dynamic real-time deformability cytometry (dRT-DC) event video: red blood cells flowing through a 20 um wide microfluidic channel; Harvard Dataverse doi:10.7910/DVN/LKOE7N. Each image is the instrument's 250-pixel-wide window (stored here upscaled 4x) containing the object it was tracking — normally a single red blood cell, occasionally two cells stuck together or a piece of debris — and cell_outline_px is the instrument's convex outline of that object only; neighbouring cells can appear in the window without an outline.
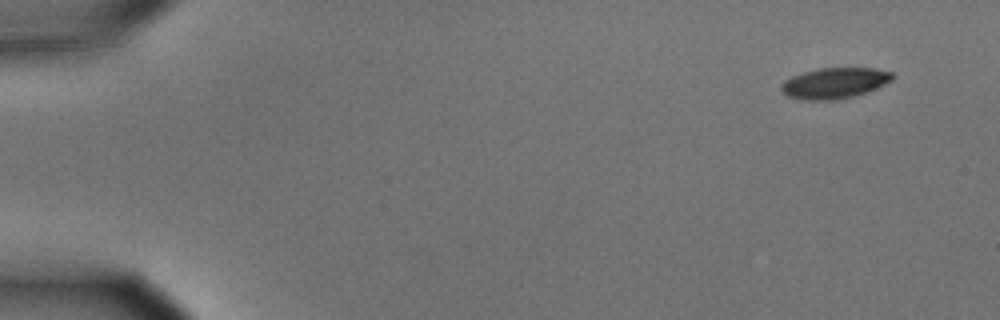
{"species": "common noctule bat (a hibernating species)", "species_latin": "Nyctalus noctula", "temperature_condition": "cold", "stored_images_in_passage": 14, "camera_frame_rate_fps": 3000, "um_per_image_px": 0.085, "animal": {"sex": "male", "body_mass_g": 15.6}, "frame": {"image": 1, "passage_image": 1, "time_ms": 0.0, "image_size_px": [1000, 320], "cell_outline_px": [[896, 76], [892, 80], [868, 92], [836, 100], [800, 100], [788, 96], [780, 88], [780, 84], [784, 80], [792, 76], [804, 72], [820, 68], [876, 68], [892, 72]], "centroid_in_image_um": [70.94, 7.06], "position_along_channel_um": 14.1, "area_um2": 20.06}}
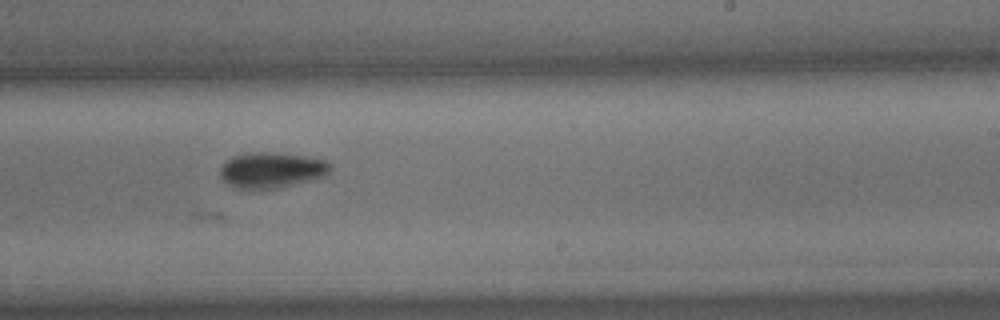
{"frame": {"image": 2, "passage_image": 9, "time_ms": 2.667, "image_size_px": [1000, 320], "cell_outline_px": [[328, 172], [324, 176], [276, 188], [236, 188], [228, 184], [220, 176], [220, 168], [232, 156], [248, 152], [272, 152], [304, 156], [328, 160]], "centroid_in_image_um": [23.04, 14.43], "position_along_channel_um": 266.0, "area_um2": 22.43}}
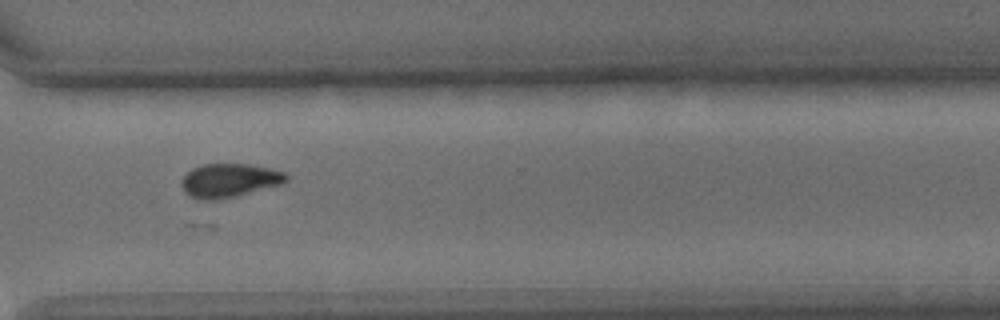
{"frame": {"image": 3, "passage_image": 11, "time_ms": 3.333, "image_size_px": [1000, 320], "cell_outline_px": [[288, 180], [284, 184], [236, 196], [216, 200], [200, 200], [184, 192], [180, 184], [180, 180], [192, 168], [204, 164], [248, 164], [268, 168], [284, 172], [288, 176]], "centroid_in_image_um": [19.49, 15.34], "position_along_channel_um": 351.1, "area_um2": 20.69}}